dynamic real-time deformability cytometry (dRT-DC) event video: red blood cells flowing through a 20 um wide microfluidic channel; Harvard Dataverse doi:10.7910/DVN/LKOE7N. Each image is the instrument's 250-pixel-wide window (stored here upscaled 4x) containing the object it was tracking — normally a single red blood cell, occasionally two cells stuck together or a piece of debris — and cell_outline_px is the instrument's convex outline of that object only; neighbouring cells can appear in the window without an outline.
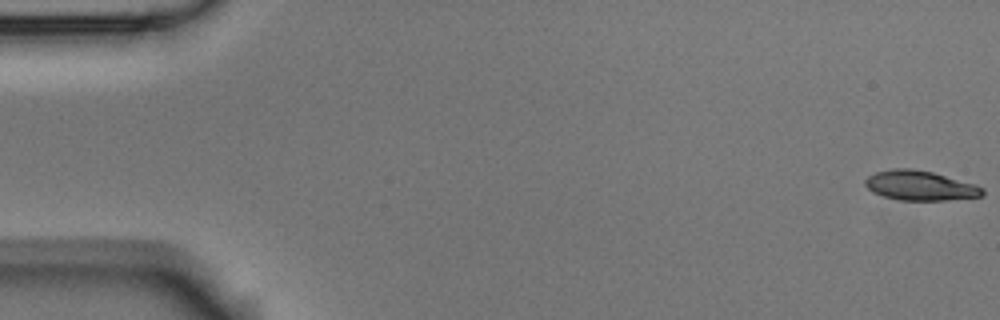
{"species": "Egyptian fruit bat (a non-hibernating species)", "species_latin": "Rousettus aegyptiacus", "temperature_condition": "room temperature", "stored_images_in_passage": 57, "camera_frame_rate_fps": 3000, "um_per_image_px": 0.085, "animal": {"sex": "male"}, "frame": {"image": 1, "passage_image": 1, "time_ms": 0.0, "image_size_px": [1000, 320], "cell_outline_px": [[984, 196], [944, 200], [900, 200], [884, 196], [872, 192], [864, 184], [864, 180], [868, 176], [876, 172], [896, 168], [908, 168], [932, 172], [976, 184], [984, 188]], "centroid_in_image_um": [78.22, 15.77], "position_along_channel_um": 6.8, "area_um2": 20.23}}
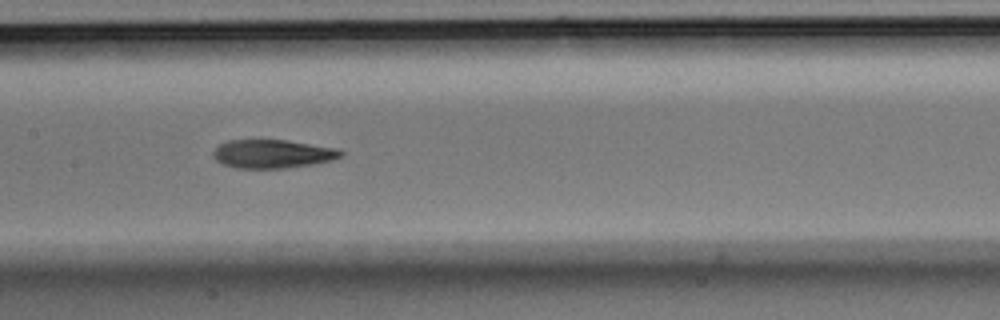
{"frame": {"image": 2, "passage_image": 28, "time_ms": 9.0, "image_size_px": [1000, 320], "cell_outline_px": [[344, 156], [332, 160], [316, 164], [284, 168], [236, 168], [224, 164], [216, 160], [212, 156], [212, 152], [220, 144], [228, 140], [288, 140], [340, 148], [344, 152]], "centroid_in_image_um": [23.23, 13.07], "position_along_channel_um": 184.2, "area_um2": 21.5}}
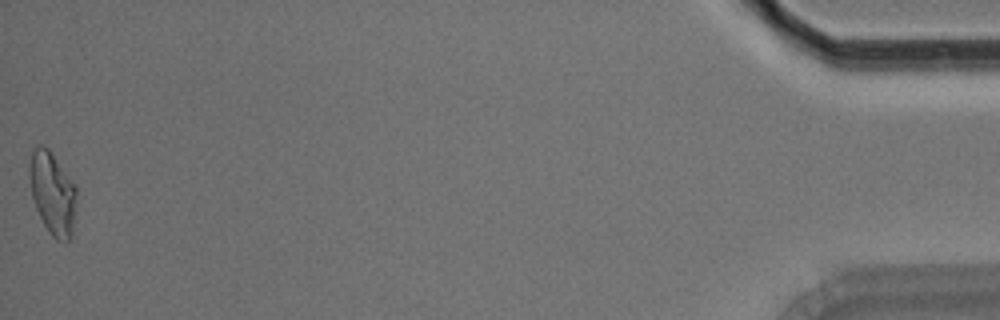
{"frame": {"image": 3, "passage_image": 57, "time_ms": 18.667, "image_size_px": [1000, 320], "cell_outline_px": [[76, 196], [72, 236], [68, 240], [56, 240], [48, 232], [36, 208], [32, 196], [28, 176], [28, 164], [32, 148], [40, 144], [48, 148], [76, 184]], "centroid_in_image_um": [4.44, 16.37], "position_along_channel_um": 430.8, "area_um2": 22.89}, "authors_computed_cell_mechanics": {"area_um2": 21.5016, "velocity_mm_per_s": 3.5598, "shape_relaxation_time_tau1_ms": 7.6592, "shape_relaxation_time_tau2_ms": 3.6372, "deformation_change_tau1": 0.2133, "deformation_change_tau2": 0.1192}}